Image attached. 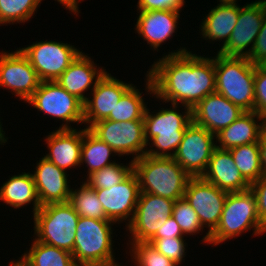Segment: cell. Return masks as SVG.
<instances>
[{
    "label": "cell",
    "mask_w": 266,
    "mask_h": 266,
    "mask_svg": "<svg viewBox=\"0 0 266 266\" xmlns=\"http://www.w3.org/2000/svg\"><path fill=\"white\" fill-rule=\"evenodd\" d=\"M168 53L154 61L146 72L145 94L165 104L193 109L207 95L215 93L214 56H201L185 45Z\"/></svg>",
    "instance_id": "obj_1"
},
{
    "label": "cell",
    "mask_w": 266,
    "mask_h": 266,
    "mask_svg": "<svg viewBox=\"0 0 266 266\" xmlns=\"http://www.w3.org/2000/svg\"><path fill=\"white\" fill-rule=\"evenodd\" d=\"M179 108L185 110L180 112ZM150 110L147 106L143 117L147 143L145 154L152 157H173L187 126L192 122V109L171 104L170 108L162 107L157 112Z\"/></svg>",
    "instance_id": "obj_2"
},
{
    "label": "cell",
    "mask_w": 266,
    "mask_h": 266,
    "mask_svg": "<svg viewBox=\"0 0 266 266\" xmlns=\"http://www.w3.org/2000/svg\"><path fill=\"white\" fill-rule=\"evenodd\" d=\"M132 162L140 192L174 201L184 198L191 177L173 157H152L145 154Z\"/></svg>",
    "instance_id": "obj_3"
},
{
    "label": "cell",
    "mask_w": 266,
    "mask_h": 266,
    "mask_svg": "<svg viewBox=\"0 0 266 266\" xmlns=\"http://www.w3.org/2000/svg\"><path fill=\"white\" fill-rule=\"evenodd\" d=\"M114 224L111 220L79 217L72 252L77 266L121 265L115 260Z\"/></svg>",
    "instance_id": "obj_4"
},
{
    "label": "cell",
    "mask_w": 266,
    "mask_h": 266,
    "mask_svg": "<svg viewBox=\"0 0 266 266\" xmlns=\"http://www.w3.org/2000/svg\"><path fill=\"white\" fill-rule=\"evenodd\" d=\"M215 92L223 95L244 112L255 108V64L247 57L214 55Z\"/></svg>",
    "instance_id": "obj_5"
},
{
    "label": "cell",
    "mask_w": 266,
    "mask_h": 266,
    "mask_svg": "<svg viewBox=\"0 0 266 266\" xmlns=\"http://www.w3.org/2000/svg\"><path fill=\"white\" fill-rule=\"evenodd\" d=\"M253 231L252 236L263 235V228L257 211V200L251 189L228 193L221 218L216 229L210 234L211 247Z\"/></svg>",
    "instance_id": "obj_6"
},
{
    "label": "cell",
    "mask_w": 266,
    "mask_h": 266,
    "mask_svg": "<svg viewBox=\"0 0 266 266\" xmlns=\"http://www.w3.org/2000/svg\"><path fill=\"white\" fill-rule=\"evenodd\" d=\"M33 219L37 241L73 252L79 215L68 202L41 206Z\"/></svg>",
    "instance_id": "obj_7"
},
{
    "label": "cell",
    "mask_w": 266,
    "mask_h": 266,
    "mask_svg": "<svg viewBox=\"0 0 266 266\" xmlns=\"http://www.w3.org/2000/svg\"><path fill=\"white\" fill-rule=\"evenodd\" d=\"M43 114L62 121L58 129H74L72 123L84 124V103L71 95L56 81L40 82L34 94L26 101ZM64 122V123H63Z\"/></svg>",
    "instance_id": "obj_8"
},
{
    "label": "cell",
    "mask_w": 266,
    "mask_h": 266,
    "mask_svg": "<svg viewBox=\"0 0 266 266\" xmlns=\"http://www.w3.org/2000/svg\"><path fill=\"white\" fill-rule=\"evenodd\" d=\"M43 81H55L82 52L71 43L45 40L18 48Z\"/></svg>",
    "instance_id": "obj_9"
},
{
    "label": "cell",
    "mask_w": 266,
    "mask_h": 266,
    "mask_svg": "<svg viewBox=\"0 0 266 266\" xmlns=\"http://www.w3.org/2000/svg\"><path fill=\"white\" fill-rule=\"evenodd\" d=\"M89 130L100 140L107 143L118 155H132V161L145 155L147 143L145 140L144 121H112L101 120L94 123Z\"/></svg>",
    "instance_id": "obj_10"
},
{
    "label": "cell",
    "mask_w": 266,
    "mask_h": 266,
    "mask_svg": "<svg viewBox=\"0 0 266 266\" xmlns=\"http://www.w3.org/2000/svg\"><path fill=\"white\" fill-rule=\"evenodd\" d=\"M227 194L202 177H191L187 183L184 199L197 213L204 231L208 229L200 240L203 245L210 244V234L219 224Z\"/></svg>",
    "instance_id": "obj_11"
},
{
    "label": "cell",
    "mask_w": 266,
    "mask_h": 266,
    "mask_svg": "<svg viewBox=\"0 0 266 266\" xmlns=\"http://www.w3.org/2000/svg\"><path fill=\"white\" fill-rule=\"evenodd\" d=\"M174 202L161 196L140 192L134 216L124 228L129 234L128 241L148 242L172 216Z\"/></svg>",
    "instance_id": "obj_12"
},
{
    "label": "cell",
    "mask_w": 266,
    "mask_h": 266,
    "mask_svg": "<svg viewBox=\"0 0 266 266\" xmlns=\"http://www.w3.org/2000/svg\"><path fill=\"white\" fill-rule=\"evenodd\" d=\"M215 142V134L192 121L173 158L190 177H202L216 148Z\"/></svg>",
    "instance_id": "obj_13"
},
{
    "label": "cell",
    "mask_w": 266,
    "mask_h": 266,
    "mask_svg": "<svg viewBox=\"0 0 266 266\" xmlns=\"http://www.w3.org/2000/svg\"><path fill=\"white\" fill-rule=\"evenodd\" d=\"M40 82L36 70L18 48L0 52V88L8 89L25 103Z\"/></svg>",
    "instance_id": "obj_14"
},
{
    "label": "cell",
    "mask_w": 266,
    "mask_h": 266,
    "mask_svg": "<svg viewBox=\"0 0 266 266\" xmlns=\"http://www.w3.org/2000/svg\"><path fill=\"white\" fill-rule=\"evenodd\" d=\"M265 12L264 5L250 2L239 5L238 20L229 41L217 52L226 57H248L261 30Z\"/></svg>",
    "instance_id": "obj_15"
},
{
    "label": "cell",
    "mask_w": 266,
    "mask_h": 266,
    "mask_svg": "<svg viewBox=\"0 0 266 266\" xmlns=\"http://www.w3.org/2000/svg\"><path fill=\"white\" fill-rule=\"evenodd\" d=\"M106 217L117 225L131 222L140 194L137 175L132 171L122 182L107 189H95Z\"/></svg>",
    "instance_id": "obj_16"
},
{
    "label": "cell",
    "mask_w": 266,
    "mask_h": 266,
    "mask_svg": "<svg viewBox=\"0 0 266 266\" xmlns=\"http://www.w3.org/2000/svg\"><path fill=\"white\" fill-rule=\"evenodd\" d=\"M133 85L117 79L106 71L84 103V125L86 126L83 127L89 129L94 123L107 119L121 97Z\"/></svg>",
    "instance_id": "obj_17"
},
{
    "label": "cell",
    "mask_w": 266,
    "mask_h": 266,
    "mask_svg": "<svg viewBox=\"0 0 266 266\" xmlns=\"http://www.w3.org/2000/svg\"><path fill=\"white\" fill-rule=\"evenodd\" d=\"M31 174L41 206L68 202L71 190L68 172L42 156Z\"/></svg>",
    "instance_id": "obj_18"
},
{
    "label": "cell",
    "mask_w": 266,
    "mask_h": 266,
    "mask_svg": "<svg viewBox=\"0 0 266 266\" xmlns=\"http://www.w3.org/2000/svg\"><path fill=\"white\" fill-rule=\"evenodd\" d=\"M243 113L242 109L215 92L207 95L192 109V121L217 134Z\"/></svg>",
    "instance_id": "obj_19"
},
{
    "label": "cell",
    "mask_w": 266,
    "mask_h": 266,
    "mask_svg": "<svg viewBox=\"0 0 266 266\" xmlns=\"http://www.w3.org/2000/svg\"><path fill=\"white\" fill-rule=\"evenodd\" d=\"M139 15L135 24V32L143 41L158 52L162 43L170 41L179 28L180 12L167 10L136 11Z\"/></svg>",
    "instance_id": "obj_20"
},
{
    "label": "cell",
    "mask_w": 266,
    "mask_h": 266,
    "mask_svg": "<svg viewBox=\"0 0 266 266\" xmlns=\"http://www.w3.org/2000/svg\"><path fill=\"white\" fill-rule=\"evenodd\" d=\"M105 72L106 69L103 66H97L89 54L81 52L55 81L71 95L85 103L89 97L85 92L91 93Z\"/></svg>",
    "instance_id": "obj_21"
},
{
    "label": "cell",
    "mask_w": 266,
    "mask_h": 266,
    "mask_svg": "<svg viewBox=\"0 0 266 266\" xmlns=\"http://www.w3.org/2000/svg\"><path fill=\"white\" fill-rule=\"evenodd\" d=\"M45 145L48 152L43 157L65 170L80 166L83 129H57L46 135Z\"/></svg>",
    "instance_id": "obj_22"
},
{
    "label": "cell",
    "mask_w": 266,
    "mask_h": 266,
    "mask_svg": "<svg viewBox=\"0 0 266 266\" xmlns=\"http://www.w3.org/2000/svg\"><path fill=\"white\" fill-rule=\"evenodd\" d=\"M202 178L227 193L243 192L250 184L236 167L229 150L215 148Z\"/></svg>",
    "instance_id": "obj_23"
},
{
    "label": "cell",
    "mask_w": 266,
    "mask_h": 266,
    "mask_svg": "<svg viewBox=\"0 0 266 266\" xmlns=\"http://www.w3.org/2000/svg\"><path fill=\"white\" fill-rule=\"evenodd\" d=\"M266 128V118L255 111L244 112L228 127L215 134L216 147L231 148L257 143L262 131Z\"/></svg>",
    "instance_id": "obj_24"
},
{
    "label": "cell",
    "mask_w": 266,
    "mask_h": 266,
    "mask_svg": "<svg viewBox=\"0 0 266 266\" xmlns=\"http://www.w3.org/2000/svg\"><path fill=\"white\" fill-rule=\"evenodd\" d=\"M239 15V5H216L211 8L208 14L203 16L199 27L200 38L208 43L222 41L223 48L229 41V37L234 29ZM202 35V36H201Z\"/></svg>",
    "instance_id": "obj_25"
},
{
    "label": "cell",
    "mask_w": 266,
    "mask_h": 266,
    "mask_svg": "<svg viewBox=\"0 0 266 266\" xmlns=\"http://www.w3.org/2000/svg\"><path fill=\"white\" fill-rule=\"evenodd\" d=\"M0 187V202L13 209L24 208L32 203L33 215L41 208L31 172L9 176Z\"/></svg>",
    "instance_id": "obj_26"
},
{
    "label": "cell",
    "mask_w": 266,
    "mask_h": 266,
    "mask_svg": "<svg viewBox=\"0 0 266 266\" xmlns=\"http://www.w3.org/2000/svg\"><path fill=\"white\" fill-rule=\"evenodd\" d=\"M117 156L115 151L104 141L96 137L88 128L83 129V143L81 147V162L80 166L86 164V178L106 166L115 162L112 157Z\"/></svg>",
    "instance_id": "obj_27"
},
{
    "label": "cell",
    "mask_w": 266,
    "mask_h": 266,
    "mask_svg": "<svg viewBox=\"0 0 266 266\" xmlns=\"http://www.w3.org/2000/svg\"><path fill=\"white\" fill-rule=\"evenodd\" d=\"M31 247L18 257L26 266H77L71 252L31 240Z\"/></svg>",
    "instance_id": "obj_28"
},
{
    "label": "cell",
    "mask_w": 266,
    "mask_h": 266,
    "mask_svg": "<svg viewBox=\"0 0 266 266\" xmlns=\"http://www.w3.org/2000/svg\"><path fill=\"white\" fill-rule=\"evenodd\" d=\"M68 203L79 217L109 220L105 215L95 189L91 188L83 180L79 188H71Z\"/></svg>",
    "instance_id": "obj_29"
},
{
    "label": "cell",
    "mask_w": 266,
    "mask_h": 266,
    "mask_svg": "<svg viewBox=\"0 0 266 266\" xmlns=\"http://www.w3.org/2000/svg\"><path fill=\"white\" fill-rule=\"evenodd\" d=\"M236 167L251 185L262 176L259 144L251 143L229 149Z\"/></svg>",
    "instance_id": "obj_30"
},
{
    "label": "cell",
    "mask_w": 266,
    "mask_h": 266,
    "mask_svg": "<svg viewBox=\"0 0 266 266\" xmlns=\"http://www.w3.org/2000/svg\"><path fill=\"white\" fill-rule=\"evenodd\" d=\"M133 85L120 99L110 113L108 120L112 121H131L143 120L145 109L148 102H145L144 93Z\"/></svg>",
    "instance_id": "obj_31"
},
{
    "label": "cell",
    "mask_w": 266,
    "mask_h": 266,
    "mask_svg": "<svg viewBox=\"0 0 266 266\" xmlns=\"http://www.w3.org/2000/svg\"><path fill=\"white\" fill-rule=\"evenodd\" d=\"M41 0H0V26L25 24L37 13Z\"/></svg>",
    "instance_id": "obj_32"
},
{
    "label": "cell",
    "mask_w": 266,
    "mask_h": 266,
    "mask_svg": "<svg viewBox=\"0 0 266 266\" xmlns=\"http://www.w3.org/2000/svg\"><path fill=\"white\" fill-rule=\"evenodd\" d=\"M132 171V160L126 165L117 160V162L95 171L83 181L93 189H107L122 182Z\"/></svg>",
    "instance_id": "obj_33"
},
{
    "label": "cell",
    "mask_w": 266,
    "mask_h": 266,
    "mask_svg": "<svg viewBox=\"0 0 266 266\" xmlns=\"http://www.w3.org/2000/svg\"><path fill=\"white\" fill-rule=\"evenodd\" d=\"M127 247H129V251L126 250L125 252L126 254L128 253V256L130 254V259L134 266H179L173 260L158 252L148 242H128Z\"/></svg>",
    "instance_id": "obj_34"
},
{
    "label": "cell",
    "mask_w": 266,
    "mask_h": 266,
    "mask_svg": "<svg viewBox=\"0 0 266 266\" xmlns=\"http://www.w3.org/2000/svg\"><path fill=\"white\" fill-rule=\"evenodd\" d=\"M172 217L180 226L183 234L186 236L185 238L191 235L194 236L200 232L202 233L204 229L197 213L184 198L174 202Z\"/></svg>",
    "instance_id": "obj_35"
},
{
    "label": "cell",
    "mask_w": 266,
    "mask_h": 266,
    "mask_svg": "<svg viewBox=\"0 0 266 266\" xmlns=\"http://www.w3.org/2000/svg\"><path fill=\"white\" fill-rule=\"evenodd\" d=\"M158 252L180 265L185 262L187 243L184 238H159L148 241Z\"/></svg>",
    "instance_id": "obj_36"
},
{
    "label": "cell",
    "mask_w": 266,
    "mask_h": 266,
    "mask_svg": "<svg viewBox=\"0 0 266 266\" xmlns=\"http://www.w3.org/2000/svg\"><path fill=\"white\" fill-rule=\"evenodd\" d=\"M254 88V111L266 118V65L255 66Z\"/></svg>",
    "instance_id": "obj_37"
},
{
    "label": "cell",
    "mask_w": 266,
    "mask_h": 266,
    "mask_svg": "<svg viewBox=\"0 0 266 266\" xmlns=\"http://www.w3.org/2000/svg\"><path fill=\"white\" fill-rule=\"evenodd\" d=\"M185 0H138L137 11L167 10L182 12Z\"/></svg>",
    "instance_id": "obj_38"
},
{
    "label": "cell",
    "mask_w": 266,
    "mask_h": 266,
    "mask_svg": "<svg viewBox=\"0 0 266 266\" xmlns=\"http://www.w3.org/2000/svg\"><path fill=\"white\" fill-rule=\"evenodd\" d=\"M247 58L255 65H266V12L261 30L259 31L253 49Z\"/></svg>",
    "instance_id": "obj_39"
},
{
    "label": "cell",
    "mask_w": 266,
    "mask_h": 266,
    "mask_svg": "<svg viewBox=\"0 0 266 266\" xmlns=\"http://www.w3.org/2000/svg\"><path fill=\"white\" fill-rule=\"evenodd\" d=\"M250 189L257 200L259 219L266 230V176H261L256 182L251 184Z\"/></svg>",
    "instance_id": "obj_40"
},
{
    "label": "cell",
    "mask_w": 266,
    "mask_h": 266,
    "mask_svg": "<svg viewBox=\"0 0 266 266\" xmlns=\"http://www.w3.org/2000/svg\"><path fill=\"white\" fill-rule=\"evenodd\" d=\"M184 238L180 226L177 224L176 220L171 216L167 219L166 223H164L160 229H158L157 233L151 239H159V238Z\"/></svg>",
    "instance_id": "obj_41"
},
{
    "label": "cell",
    "mask_w": 266,
    "mask_h": 266,
    "mask_svg": "<svg viewBox=\"0 0 266 266\" xmlns=\"http://www.w3.org/2000/svg\"><path fill=\"white\" fill-rule=\"evenodd\" d=\"M258 144L261 159L262 176H266V128L262 131Z\"/></svg>",
    "instance_id": "obj_42"
},
{
    "label": "cell",
    "mask_w": 266,
    "mask_h": 266,
    "mask_svg": "<svg viewBox=\"0 0 266 266\" xmlns=\"http://www.w3.org/2000/svg\"><path fill=\"white\" fill-rule=\"evenodd\" d=\"M54 1H57L60 5L65 6L63 8H66V10H68L69 13H72L74 15V0H54Z\"/></svg>",
    "instance_id": "obj_43"
},
{
    "label": "cell",
    "mask_w": 266,
    "mask_h": 266,
    "mask_svg": "<svg viewBox=\"0 0 266 266\" xmlns=\"http://www.w3.org/2000/svg\"><path fill=\"white\" fill-rule=\"evenodd\" d=\"M2 121H1V118H0V146L4 144H6V142L8 141V137L5 136V131L3 130V125H2Z\"/></svg>",
    "instance_id": "obj_44"
},
{
    "label": "cell",
    "mask_w": 266,
    "mask_h": 266,
    "mask_svg": "<svg viewBox=\"0 0 266 266\" xmlns=\"http://www.w3.org/2000/svg\"><path fill=\"white\" fill-rule=\"evenodd\" d=\"M218 2V5H239L238 0H219Z\"/></svg>",
    "instance_id": "obj_45"
},
{
    "label": "cell",
    "mask_w": 266,
    "mask_h": 266,
    "mask_svg": "<svg viewBox=\"0 0 266 266\" xmlns=\"http://www.w3.org/2000/svg\"><path fill=\"white\" fill-rule=\"evenodd\" d=\"M84 0H74V15L78 16V14L80 13L79 10V3H81Z\"/></svg>",
    "instance_id": "obj_46"
},
{
    "label": "cell",
    "mask_w": 266,
    "mask_h": 266,
    "mask_svg": "<svg viewBox=\"0 0 266 266\" xmlns=\"http://www.w3.org/2000/svg\"><path fill=\"white\" fill-rule=\"evenodd\" d=\"M8 266H26L20 259L18 260H11Z\"/></svg>",
    "instance_id": "obj_47"
},
{
    "label": "cell",
    "mask_w": 266,
    "mask_h": 266,
    "mask_svg": "<svg viewBox=\"0 0 266 266\" xmlns=\"http://www.w3.org/2000/svg\"><path fill=\"white\" fill-rule=\"evenodd\" d=\"M251 4H259V5H264L266 6V0H256V1H251Z\"/></svg>",
    "instance_id": "obj_48"
}]
</instances>
